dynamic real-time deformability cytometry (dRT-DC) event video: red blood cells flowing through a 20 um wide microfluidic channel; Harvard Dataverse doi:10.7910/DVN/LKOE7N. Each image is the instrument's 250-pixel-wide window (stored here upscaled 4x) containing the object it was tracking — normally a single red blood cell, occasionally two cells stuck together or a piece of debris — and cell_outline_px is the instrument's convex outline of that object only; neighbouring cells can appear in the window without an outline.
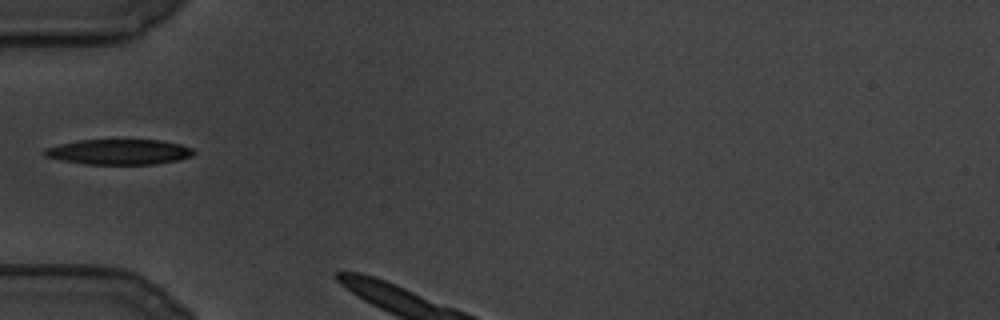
{"species": "common noctule bat (a hibernating species)", "species_latin": "Nyctalus noctula", "temperature_condition": "cold", "stored_images_in_passage": 13, "camera_frame_rate_fps": 3000, "um_per_image_px": 0.085, "animal": {"sex": "male", "body_mass_g": 19.5, "forearm_length_mm": 54.6}, "frame": {"image": 1, "passage_image": 1, "time_ms": 0.0, "image_size_px": [1000, 320], "cell_outline_px": [[196, 152], [192, 156], [180, 160], [156, 164], [84, 164], [44, 156], [40, 152], [44, 148], [60, 144], [80, 140], [160, 140], [180, 144], [192, 148]], "centroid_in_image_um": [10.13, 12.91], "position_along_channel_um": 74.9, "area_um2": 22.08}}
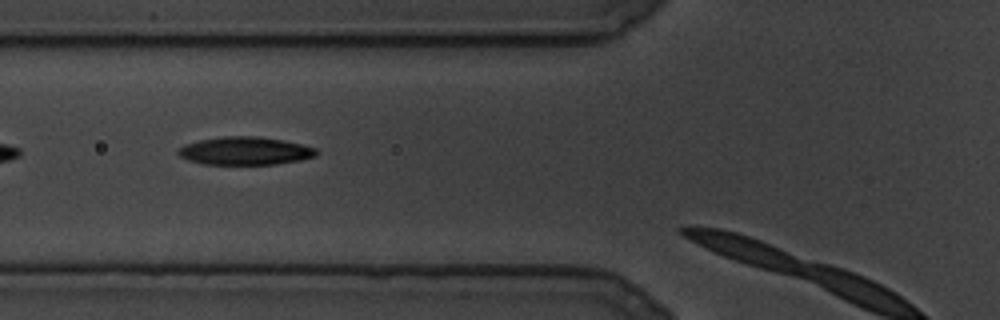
{"frame": {"image": 2, "passage_image": 6, "time_ms": 1.667, "image_size_px": [1000, 320], "cell_outline_px": [[320, 152], [316, 156], [300, 160], [276, 164], [204, 164], [188, 160], [180, 156], [176, 152], [176, 148], [184, 144], [200, 140], [224, 136], [260, 136], [300, 144], [316, 148]], "centroid_in_image_um": [20.81, 12.82], "position_along_channel_um": 105.0, "area_um2": 22.6}}